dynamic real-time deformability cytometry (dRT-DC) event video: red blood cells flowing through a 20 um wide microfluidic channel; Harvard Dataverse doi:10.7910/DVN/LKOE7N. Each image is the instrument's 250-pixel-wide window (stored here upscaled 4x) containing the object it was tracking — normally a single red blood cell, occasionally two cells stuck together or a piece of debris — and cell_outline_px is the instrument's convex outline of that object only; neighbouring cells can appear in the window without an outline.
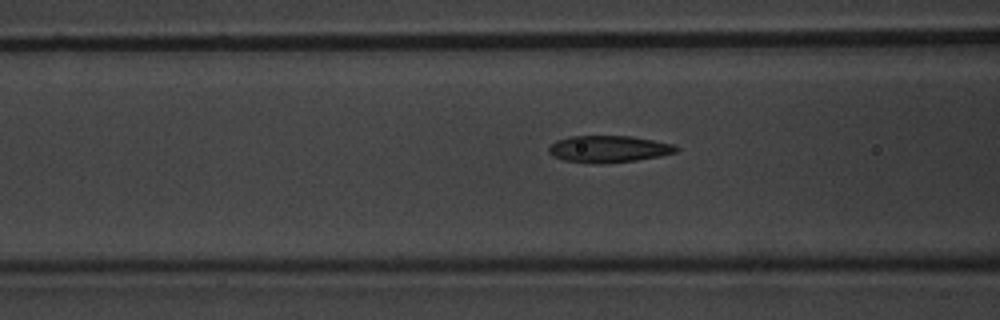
{"species": "common noctule bat (a hibernating species)", "species_latin": "Nyctalus noctula", "temperature_condition": "warm", "stored_images_in_passage": 50, "camera_frame_rate_fps": 3000, "um_per_image_px": 0.085, "animal": {"sex": "male", "body_mass_g": 20.1, "forearm_length_mm": 53.5}, "frame": {"image": 1, "passage_image": 21, "time_ms": 6.667, "image_size_px": [1000, 320], "cell_outline_px": [[680, 148], [676, 152], [660, 156], [636, 160], [604, 164], [592, 164], [564, 160], [552, 156], [548, 152], [548, 148], [556, 140], [572, 136], [632, 136], [672, 144]], "centroid_in_image_um": [51.71, 12.67], "position_along_channel_um": 114.9, "area_um2": 20.0}}
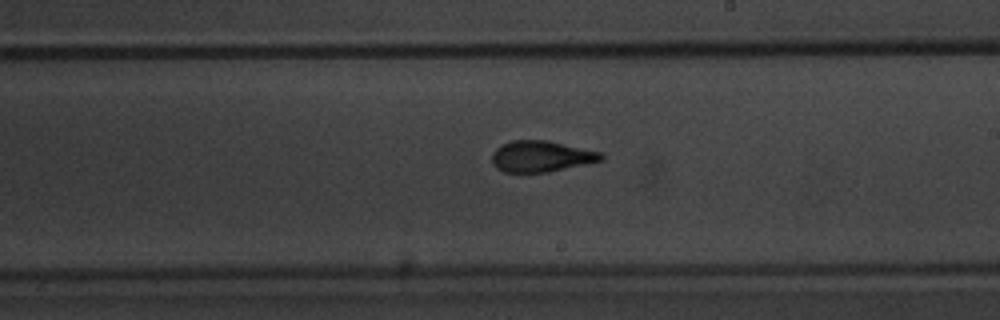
{"frame": {"image": 2, "passage_image": 31, "time_ms": 10.0, "image_size_px": [1000, 320], "cell_outline_px": [[604, 156], [600, 160], [584, 164], [548, 172], [504, 172], [496, 168], [492, 164], [492, 152], [496, 148], [512, 140], [548, 140], [600, 152]], "centroid_in_image_um": [45.95, 13.29], "position_along_channel_um": 243.1, "area_um2": 19.59}}
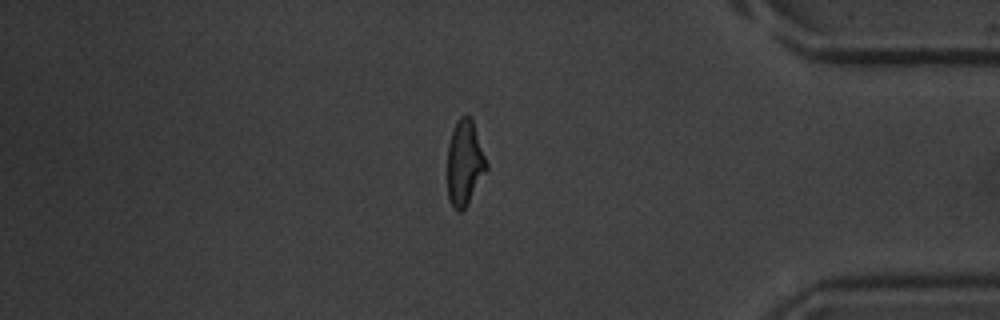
{"frame": {"image": 3, "passage_image": 45, "time_ms": 14.667, "image_size_px": [1000, 320], "cell_outline_px": [[488, 168], [464, 208], [460, 212], [456, 212], [448, 200], [448, 144], [456, 120], [460, 116], [472, 116], [488, 164]], "centroid_in_image_um": [39.49, 13.81], "position_along_channel_um": 395.7, "area_um2": 19.42}}